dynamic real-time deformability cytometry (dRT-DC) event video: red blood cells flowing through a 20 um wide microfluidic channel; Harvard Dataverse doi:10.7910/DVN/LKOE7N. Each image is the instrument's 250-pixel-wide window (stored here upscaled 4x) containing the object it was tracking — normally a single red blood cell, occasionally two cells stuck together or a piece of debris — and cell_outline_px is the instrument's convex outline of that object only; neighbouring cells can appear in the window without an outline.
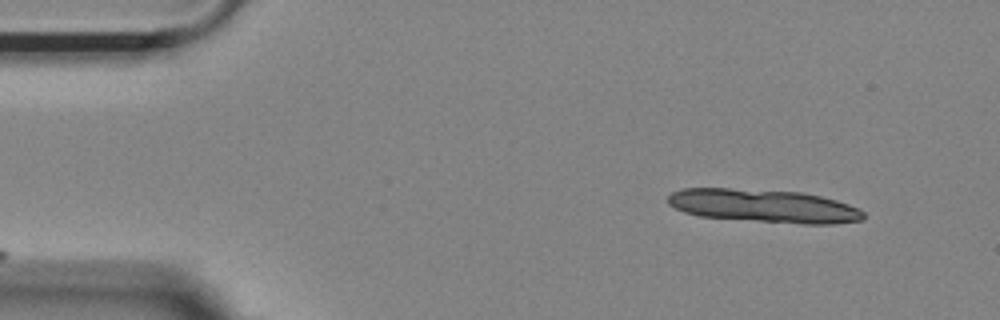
{"species": "Egyptian fruit bat (a non-hibernating species)", "species_latin": "Rousettus aegyptiacus", "temperature_condition": "room temperature", "stored_images_in_passage": 10, "camera_frame_rate_fps": 3000, "um_per_image_px": 0.085, "animal": {"sex": "female"}, "frame": {"image": 1, "passage_image": 1, "time_ms": 0.0, "image_size_px": [1000, 320], "cell_outline_px": [[864, 220], [832, 224], [804, 224], [700, 216], [684, 212], [668, 204], [668, 196], [672, 192], [680, 188], [728, 188], [804, 192], [836, 200], [860, 208], [864, 212]], "centroid_in_image_um": [64.94, 17.49], "position_along_channel_um": 20.1, "area_um2": 37.86}}